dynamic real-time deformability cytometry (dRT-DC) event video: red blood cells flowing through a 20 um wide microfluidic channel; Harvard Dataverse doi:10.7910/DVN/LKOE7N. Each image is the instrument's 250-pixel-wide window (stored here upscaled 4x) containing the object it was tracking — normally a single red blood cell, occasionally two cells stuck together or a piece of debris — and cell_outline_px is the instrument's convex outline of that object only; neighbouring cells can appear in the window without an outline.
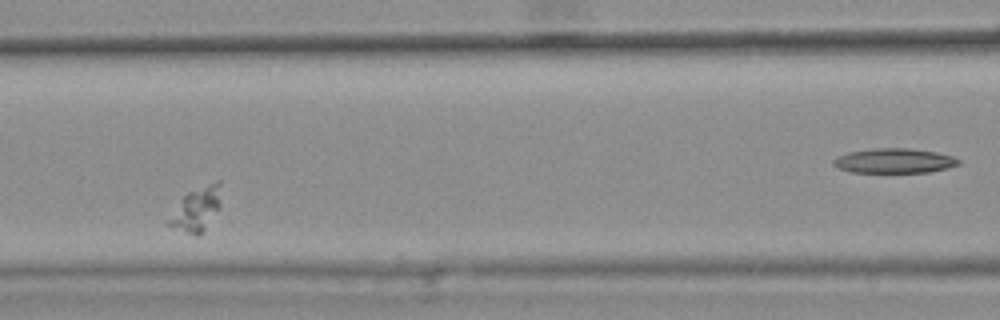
{"species": "common noctule bat (a hibernating species)", "species_latin": "Nyctalus noctula", "temperature_condition": "warm", "stored_images_in_passage": 9, "camera_frame_rate_fps": 3000, "um_per_image_px": 0.085, "animal": {"sex": "female", "body_mass_g": 25.1}, "frame": {"image": 1, "passage_image": 4, "time_ms": 1.0, "image_size_px": [1000, 320], "cell_outline_px": [[220, 208], [204, 232], [196, 236], [164, 224], [164, 220], [184, 196], [188, 192], [216, 180], [220, 180]], "centroid_in_image_um": [16.67, 17.81], "position_along_channel_um": 149.9, "area_um2": 13.64}}